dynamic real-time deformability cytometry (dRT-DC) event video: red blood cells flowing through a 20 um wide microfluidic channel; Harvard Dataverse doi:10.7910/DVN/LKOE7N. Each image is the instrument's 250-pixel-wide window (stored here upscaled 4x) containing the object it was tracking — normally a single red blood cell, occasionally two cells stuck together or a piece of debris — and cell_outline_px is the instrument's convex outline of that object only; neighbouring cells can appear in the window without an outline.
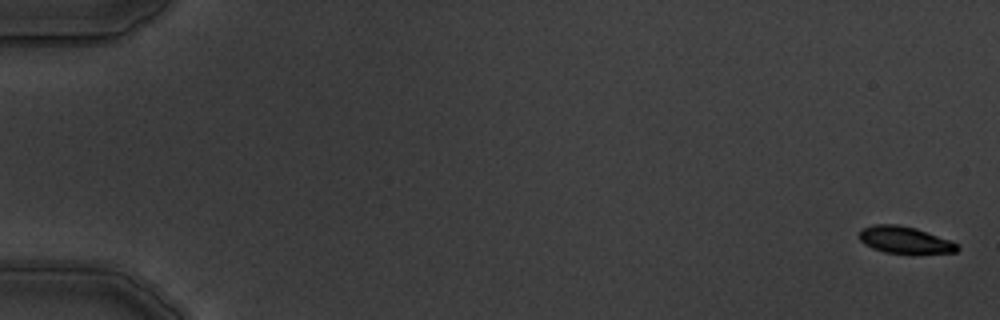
{"species": "common noctule bat (a hibernating species)", "species_latin": "Nyctalus noctula", "temperature_condition": "warm", "stored_images_in_passage": 5, "camera_frame_rate_fps": 3000, "um_per_image_px": 0.085, "animal": {"sex": "male", "body_mass_g": 19.5, "forearm_length_mm": 54.6}, "frame": {"image": 1, "passage_image": 1, "time_ms": 0.0, "image_size_px": [1000, 320], "cell_outline_px": [[960, 248], [956, 252], [912, 256], [884, 252], [872, 248], [864, 244], [860, 240], [860, 228], [872, 224], [896, 224], [916, 228], [948, 240], [956, 244]], "centroid_in_image_um": [76.9, 20.44], "position_along_channel_um": 8.1, "area_um2": 15.95}}
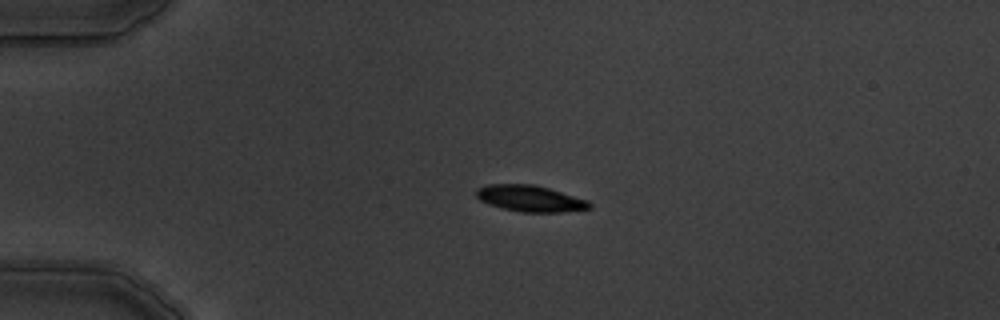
{"frame": {"image": 2, "passage_image": 4, "time_ms": 4.333, "image_size_px": [1000, 320], "cell_outline_px": [[592, 208], [564, 212], [524, 212], [504, 208], [488, 204], [480, 200], [476, 196], [476, 188], [488, 184], [532, 184], [548, 188], [588, 200], [592, 204]], "centroid_in_image_um": [45.07, 16.87], "position_along_channel_um": 39.9, "area_um2": 17.28}}